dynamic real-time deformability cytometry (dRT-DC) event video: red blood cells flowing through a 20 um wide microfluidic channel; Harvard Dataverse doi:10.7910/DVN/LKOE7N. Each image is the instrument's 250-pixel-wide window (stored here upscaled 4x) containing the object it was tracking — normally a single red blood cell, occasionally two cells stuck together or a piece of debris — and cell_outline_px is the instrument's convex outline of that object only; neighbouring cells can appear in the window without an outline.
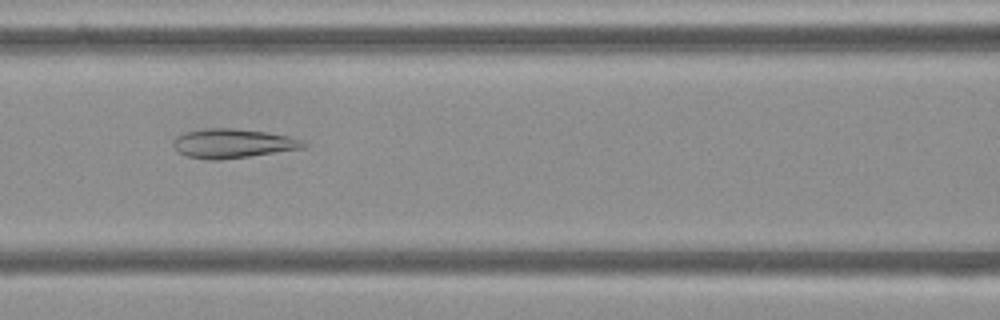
{"species": "Egyptian fruit bat (a non-hibernating species)", "species_latin": "Rousettus aegyptiacus", "temperature_condition": "cold", "stored_images_in_passage": 51, "camera_frame_rate_fps": 3000, "um_per_image_px": 0.085, "frame": {"image": 1, "passage_image": 20, "time_ms": 6.333, "image_size_px": [1000, 320], "cell_outline_px": [[308, 144], [304, 148], [248, 156], [216, 160], [212, 160], [188, 156], [176, 152], [172, 144], [172, 140], [176, 136], [188, 132], [208, 128], [232, 128], [268, 132], [288, 136], [300, 140]], "centroid_in_image_um": [19.75, 12.19], "position_along_channel_um": 146.8, "area_um2": 21.96}}
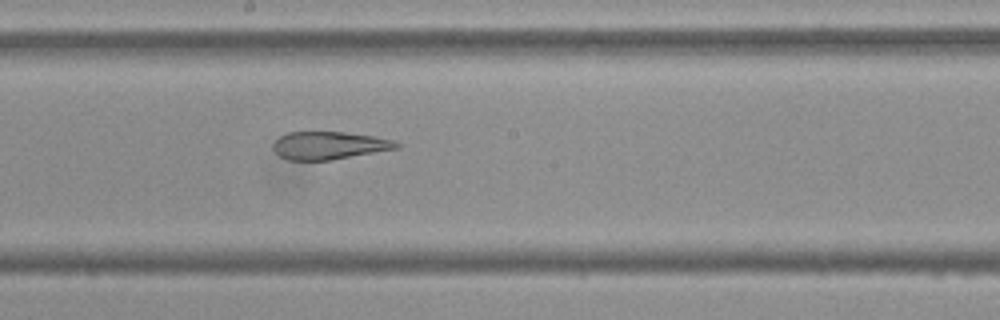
{"frame": {"image": 2, "passage_image": 26, "time_ms": 8.333, "image_size_px": [1000, 320], "cell_outline_px": [[400, 148], [332, 160], [288, 160], [280, 156], [272, 148], [272, 144], [280, 136], [288, 132], [344, 132], [372, 136], [396, 140], [400, 144]], "centroid_in_image_um": [27.99, 12.37], "position_along_channel_um": 220.2, "area_um2": 20.06}}
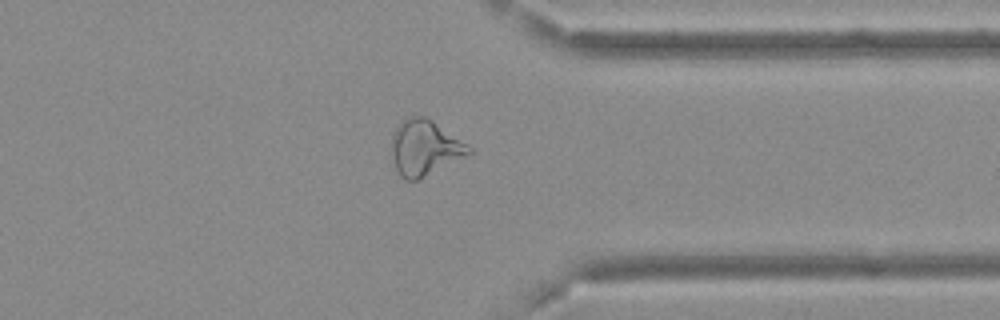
{"frame": {"image": 3, "passage_image": 39, "time_ms": 12.667, "image_size_px": [1000, 320], "cell_outline_px": [[472, 152], [468, 156], [420, 180], [404, 180], [400, 176], [392, 160], [392, 136], [396, 128], [408, 116], [424, 116], [432, 120], [468, 144], [472, 148]], "centroid_in_image_um": [36.12, 12.59], "position_along_channel_um": 375.3, "area_um2": 25.2}, "authors_computed_cell_mechanics": {"area_um2": 26.1256, "velocity_mm_per_s": 3.6792, "shape_relaxation_time_tau1_ms": null, "shape_relaxation_time_tau2_ms": 3.8201, "deformation_change_tau1": null, "deformation_change_tau2": 0.1216}}